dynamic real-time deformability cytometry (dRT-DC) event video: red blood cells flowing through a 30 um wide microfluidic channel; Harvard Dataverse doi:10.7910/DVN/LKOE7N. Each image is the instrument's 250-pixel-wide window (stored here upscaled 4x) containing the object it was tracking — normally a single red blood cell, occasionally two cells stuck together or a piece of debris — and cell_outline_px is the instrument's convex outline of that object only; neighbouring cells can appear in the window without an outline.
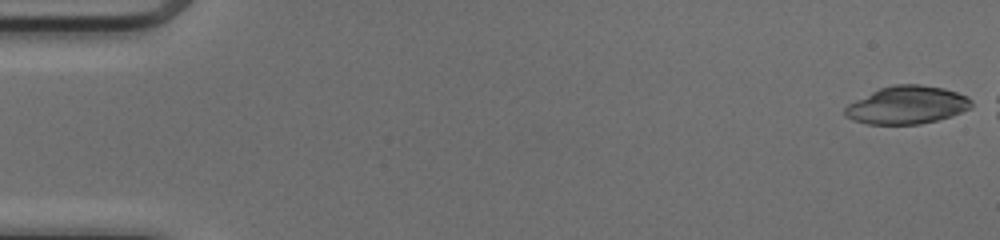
{"species": "common noctule bat (a hibernating species)", "species_latin": "Nyctalus noctula", "temperature_condition": "cold", "stored_images_in_passage": 46, "camera_frame_rate_fps": 3000, "um_per_image_px": 0.085, "animal": {"sex": "female", "body_mass_g": 17.0, "forearm_length_mm": 48.0}, "frame": {"image": 1, "passage_image": 1, "time_ms": 0.0, "image_size_px": [1000, 240], "cell_outline_px": [[972, 108], [936, 120], [920, 124], [868, 124], [852, 120], [844, 116], [844, 108], [848, 104], [880, 88], [892, 84], [920, 84], [944, 88], [968, 96], [972, 100]], "centroid_in_image_um": [77.09, 8.92], "position_along_channel_um": 7.9, "area_um2": 27.86}}
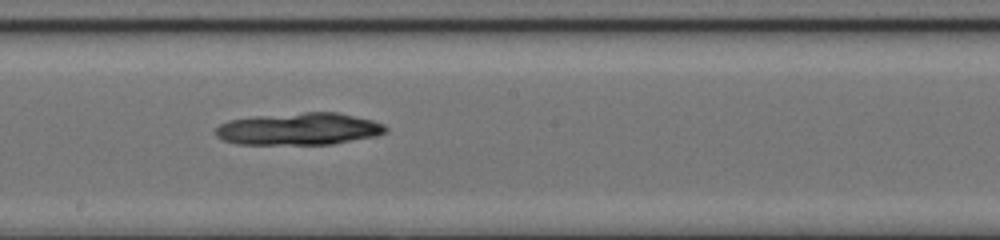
{"frame": {"image": 2, "passage_image": 28, "time_ms": 9.0, "image_size_px": [1000, 240], "cell_outline_px": [[388, 132], [376, 136], [332, 144], [236, 144], [224, 140], [216, 136], [216, 128], [220, 124], [228, 120], [256, 116], [304, 112], [336, 112], [372, 120], [384, 124], [388, 128]], "centroid_in_image_um": [25.43, 10.96], "position_along_channel_um": 222.8, "area_um2": 31.91}}
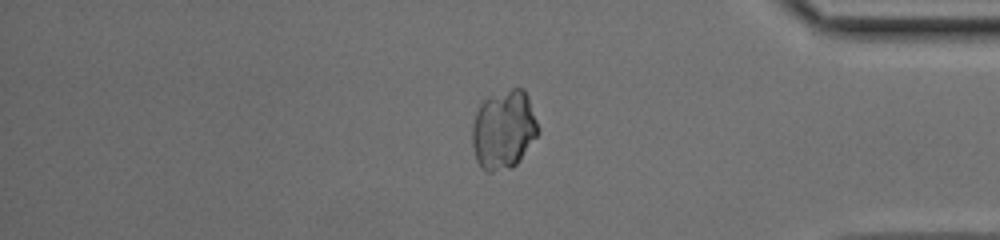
{"frame": {"image": 3, "passage_image": 42, "time_ms": 13.667, "image_size_px": [1000, 240], "cell_outline_px": [[540, 132], [520, 160], [512, 168], [492, 172], [488, 172], [480, 168], [476, 160], [472, 144], [472, 124], [476, 112], [480, 104], [488, 96], [512, 88], [524, 88], [528, 96], [540, 128]], "centroid_in_image_um": [42.82, 11.03], "position_along_channel_um": 392.4, "area_um2": 30.81}}